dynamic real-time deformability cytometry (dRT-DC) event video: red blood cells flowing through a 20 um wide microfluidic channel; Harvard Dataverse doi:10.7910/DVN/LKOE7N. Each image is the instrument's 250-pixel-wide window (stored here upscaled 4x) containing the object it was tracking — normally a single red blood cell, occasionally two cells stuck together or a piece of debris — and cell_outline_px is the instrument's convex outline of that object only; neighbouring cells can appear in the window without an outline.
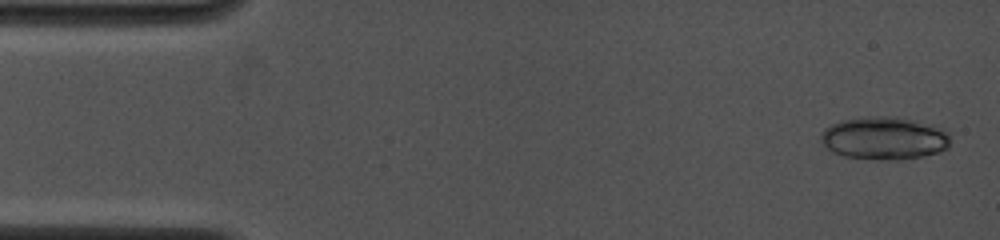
{"species": "common noctule bat (a hibernating species)", "species_latin": "Nyctalus noctula", "temperature_condition": "cold", "stored_images_in_passage": 9, "camera_frame_rate_fps": 4000, "um_per_image_px": 0.085, "animal": {"sex": "female", "body_mass_g": 19.0, "forearm_length_mm": 53.3}, "frame": {"image": 1, "passage_image": 1, "time_ms": 0.0, "image_size_px": [1000, 240], "cell_outline_px": [[948, 148], [924, 156], [900, 160], [880, 160], [844, 156], [832, 152], [820, 140], [820, 132], [824, 128], [840, 120], [876, 116], [892, 116], [916, 120], [936, 124], [948, 136]], "centroid_in_image_um": [75.14, 11.74], "position_along_channel_um": 9.9, "area_um2": 32.43}}